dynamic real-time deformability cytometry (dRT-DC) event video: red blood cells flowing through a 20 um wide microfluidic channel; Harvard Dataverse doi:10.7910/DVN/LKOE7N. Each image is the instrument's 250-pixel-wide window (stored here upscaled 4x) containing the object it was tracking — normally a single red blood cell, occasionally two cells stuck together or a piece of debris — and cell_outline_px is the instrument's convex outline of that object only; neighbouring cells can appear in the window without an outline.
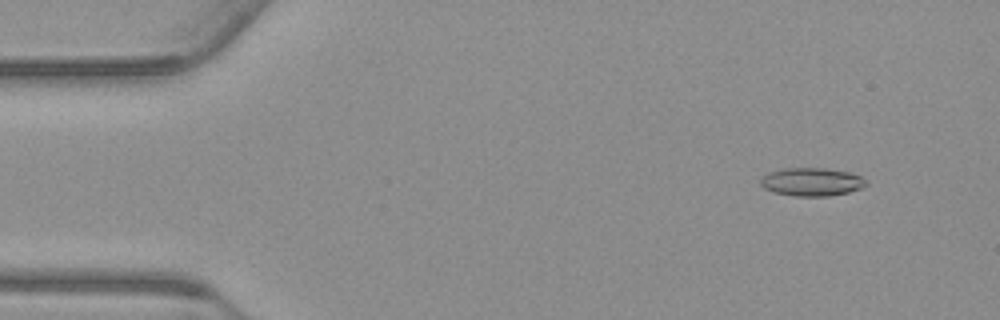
{"species": "common noctule bat (a hibernating species)", "species_latin": "Nyctalus noctula", "temperature_condition": "warm", "stored_images_in_passage": 55, "camera_frame_rate_fps": 3000, "um_per_image_px": 0.085, "animal": {"sex": "male", "body_mass_g": 23.1, "forearm_length_mm": 52.7}, "frame": {"image": 1, "passage_image": 5, "time_ms": 1.333, "image_size_px": [1000, 320], "cell_outline_px": [[868, 184], [860, 188], [848, 192], [828, 196], [796, 196], [772, 192], [764, 188], [760, 184], [760, 180], [768, 172], [784, 168], [824, 168], [848, 172], [860, 176], [868, 180]], "centroid_in_image_um": [68.99, 15.46], "position_along_channel_um": 16.0, "area_um2": 17.34}}
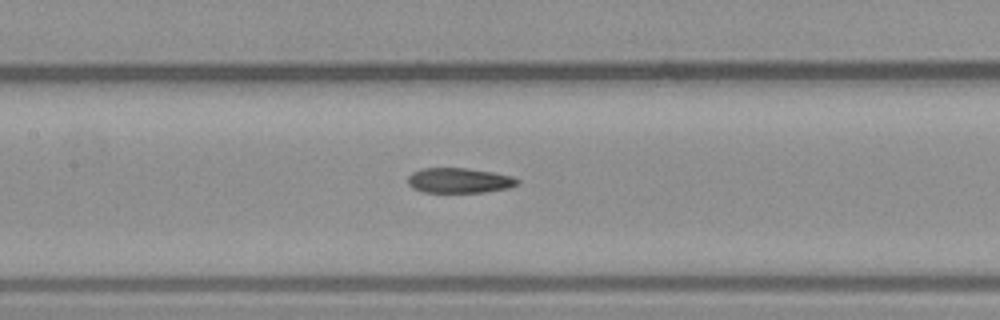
{"frame": {"image": 2, "passage_image": 25, "time_ms": 8.0, "image_size_px": [1000, 320], "cell_outline_px": [[520, 184], [508, 188], [484, 192], [424, 192], [412, 188], [408, 184], [408, 176], [412, 172], [424, 168], [468, 168], [492, 172], [512, 176], [520, 180]], "centroid_in_image_um": [39.05, 15.34], "position_along_channel_um": 168.4, "area_um2": 16.07}}
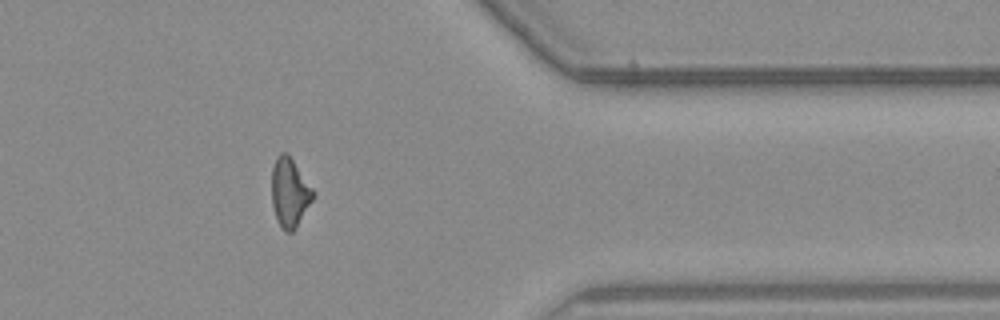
{"frame": {"image": 3, "passage_image": 44, "time_ms": 14.333, "image_size_px": [1000, 320], "cell_outline_px": [[316, 192], [312, 200], [296, 228], [292, 232], [284, 232], [280, 228], [276, 220], [272, 204], [272, 168], [276, 156], [280, 152], [288, 152]], "centroid_in_image_um": [24.62, 16.35], "position_along_channel_um": 386.8, "area_um2": 16.99}, "authors_computed_cell_mechanics": {"area_um2": 16.8198, "velocity_mm_per_s": 3.7662, "shape_relaxation_time_tau1_ms": null, "shape_relaxation_time_tau2_ms": 3.1955, "deformation_change_tau1": null, "deformation_change_tau2": 0.106}}